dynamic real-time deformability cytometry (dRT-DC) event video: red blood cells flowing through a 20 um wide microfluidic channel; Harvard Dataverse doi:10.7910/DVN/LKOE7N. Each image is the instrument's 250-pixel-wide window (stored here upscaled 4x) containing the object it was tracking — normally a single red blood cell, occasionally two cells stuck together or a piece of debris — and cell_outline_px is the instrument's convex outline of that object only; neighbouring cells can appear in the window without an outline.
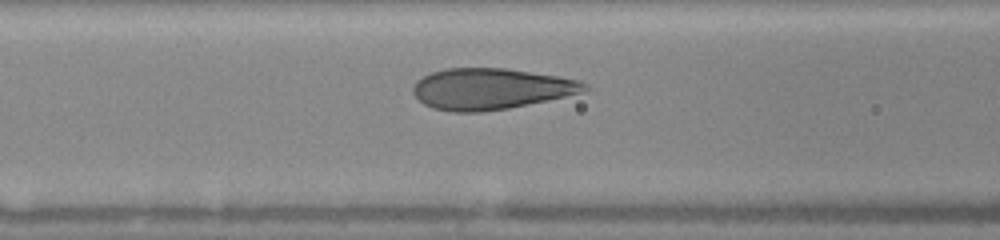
{"species": "human", "species_latin": "Homo sapiens", "temperature_condition": "warm", "stored_images_in_passage": 7, "segment_of_instrument_passage": [2, 2], "camera_frame_rate_fps": 3000, "um_per_image_px": 0.085, "donor": {"sex": "female"}, "frame": {"image": 1, "passage_image": 7, "time_ms": 5.333, "image_size_px": [1000, 240], "cell_outline_px": [[588, 88], [580, 92], [548, 100], [508, 108], [480, 112], [452, 112], [432, 108], [424, 104], [412, 92], [412, 88], [416, 80], [432, 72], [448, 68], [504, 68], [556, 76], [576, 80], [588, 84]], "centroid_in_image_um": [41.65, 7.56], "position_along_channel_um": 124.9, "area_um2": 40.63}}